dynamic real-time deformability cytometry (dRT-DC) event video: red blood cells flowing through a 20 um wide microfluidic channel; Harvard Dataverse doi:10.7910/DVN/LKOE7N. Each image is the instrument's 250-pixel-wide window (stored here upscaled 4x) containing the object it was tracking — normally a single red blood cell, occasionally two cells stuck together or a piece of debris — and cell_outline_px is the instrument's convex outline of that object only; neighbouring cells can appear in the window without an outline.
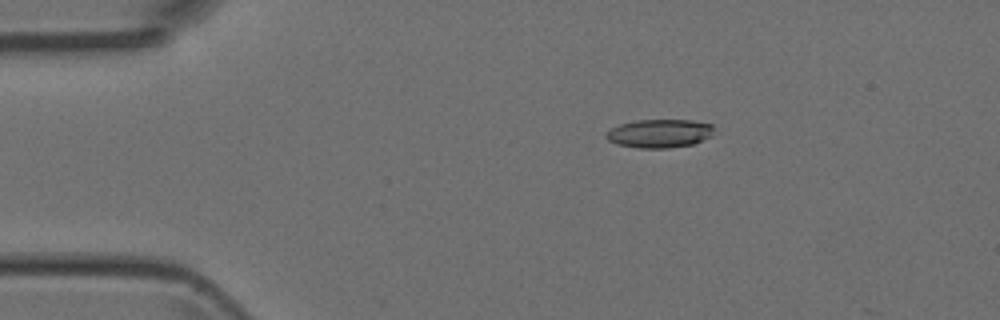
{"species": "Egyptian fruit bat (a non-hibernating species)", "species_latin": "Rousettus aegyptiacus", "temperature_condition": "room temperature", "stored_images_in_passage": 44, "camera_frame_rate_fps": 3000, "um_per_image_px": 0.085, "animal": {"sex": "female"}, "frame": {"image": 1, "passage_image": 9, "time_ms": 2.667, "image_size_px": [1000, 320], "cell_outline_px": [[712, 136], [692, 144], [668, 148], [640, 148], [616, 144], [608, 140], [604, 136], [612, 128], [620, 124], [636, 120], [692, 120], [712, 124]], "centroid_in_image_um": [56.05, 11.34], "position_along_channel_um": 29.0, "area_um2": 17.8}}
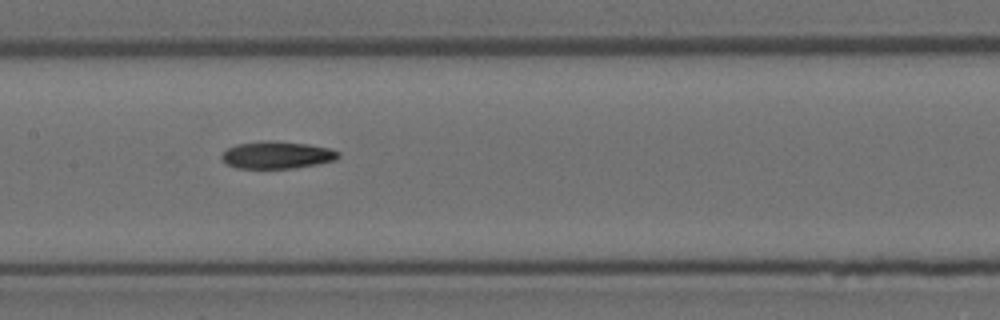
{"frame": {"image": 2, "passage_image": 24, "time_ms": 7.667, "image_size_px": [1000, 320], "cell_outline_px": [[340, 156], [336, 160], [296, 168], [236, 168], [228, 164], [220, 156], [228, 148], [236, 144], [264, 140], [276, 140], [308, 144], [332, 148], [340, 152]], "centroid_in_image_um": [23.58, 13.16], "position_along_channel_um": 183.8, "area_um2": 18.73}}
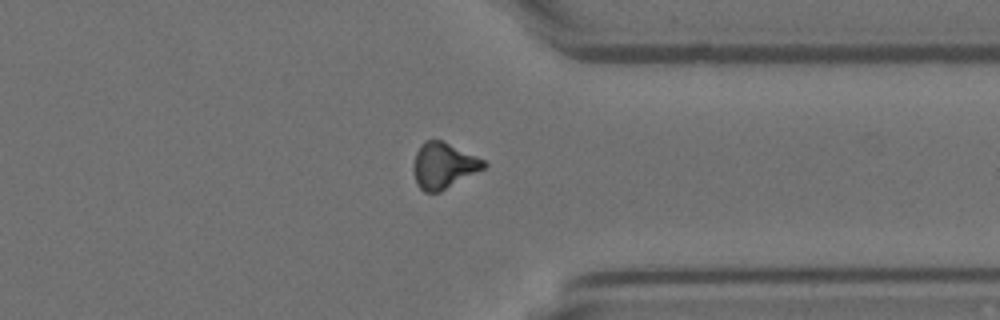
{"frame": {"image": 3, "passage_image": 38, "time_ms": 12.333, "image_size_px": [1000, 320], "cell_outline_px": [[488, 164], [484, 168], [440, 192], [424, 192], [416, 184], [412, 168], [412, 164], [416, 152], [420, 144], [424, 140], [440, 140], [476, 156], [484, 160]], "centroid_in_image_um": [37.65, 14.08], "position_along_channel_um": 373.8, "area_um2": 18.73}}